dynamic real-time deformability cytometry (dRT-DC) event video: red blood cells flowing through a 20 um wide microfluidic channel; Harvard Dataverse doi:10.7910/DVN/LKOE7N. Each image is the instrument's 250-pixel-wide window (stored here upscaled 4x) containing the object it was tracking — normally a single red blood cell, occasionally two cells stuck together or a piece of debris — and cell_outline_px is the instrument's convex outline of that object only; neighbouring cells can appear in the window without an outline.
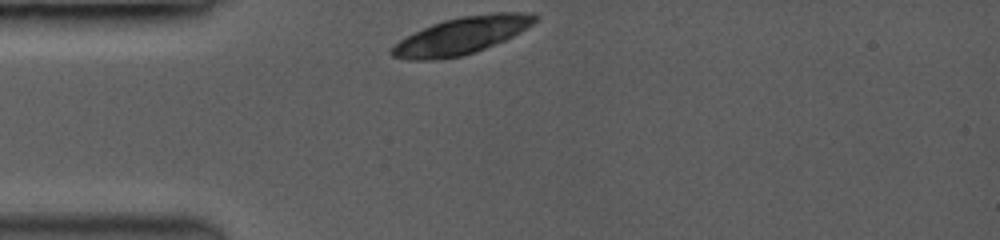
{"species": "common noctule bat (a hibernating species)", "species_latin": "Nyctalus noctula", "temperature_condition": "room temperature", "stored_images_in_passage": 36, "camera_frame_rate_fps": 3500, "um_per_image_px": 0.085, "animal": {"sex": "female", "body_mass_g": 19.0, "forearm_length_mm": 53.3}, "frame": {"image": 1, "passage_image": 1, "time_ms": 0.0, "image_size_px": [1000, 240], "cell_outline_px": [[540, 16], [532, 24], [520, 32], [504, 40], [484, 48], [460, 56], [432, 60], [408, 60], [392, 56], [392, 48], [400, 40], [432, 24], [444, 20], [464, 16], [492, 12], [532, 12]], "centroid_in_image_um": [39.28, 3.01], "position_along_channel_um": 45.7, "area_um2": 30.4}}
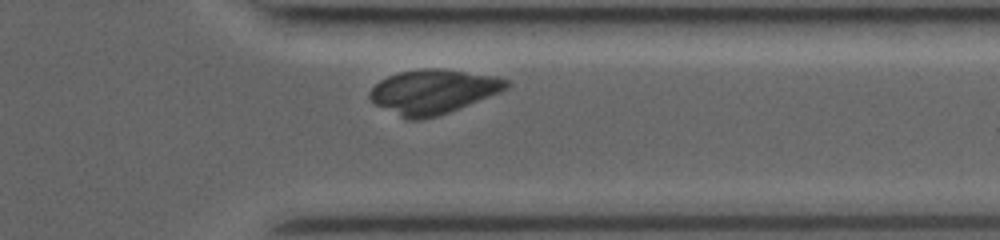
{"frame": {"image": 2, "passage_image": 32, "time_ms": 8.857, "image_size_px": [1000, 240], "cell_outline_px": [[508, 88], [448, 112], [436, 116], [420, 120], [408, 120], [376, 104], [368, 96], [372, 88], [380, 80], [388, 76], [400, 72], [432, 68], [440, 68], [492, 76], [508, 80]], "centroid_in_image_um": [36.78, 7.79], "position_along_channel_um": 374.6, "area_um2": 34.33}}
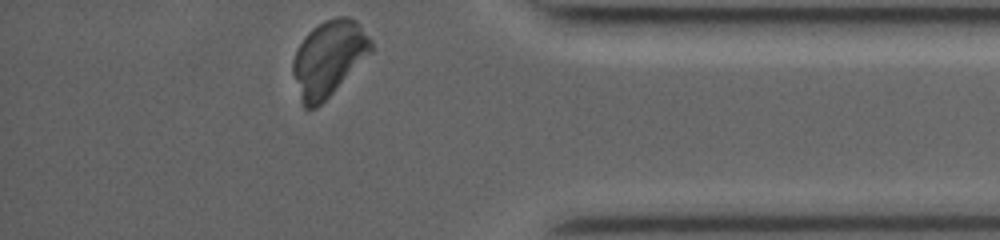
{"frame": {"image": 3, "passage_image": 36, "time_ms": 10.0, "image_size_px": [1000, 240], "cell_outline_px": [[372, 52], [316, 108], [304, 108], [300, 100], [292, 72], [292, 60], [300, 44], [308, 32], [320, 24], [336, 16], [348, 16], [356, 20], [360, 24], [372, 40]], "centroid_in_image_um": [27.94, 4.95], "position_along_channel_um": 407.3, "area_um2": 33.93}}